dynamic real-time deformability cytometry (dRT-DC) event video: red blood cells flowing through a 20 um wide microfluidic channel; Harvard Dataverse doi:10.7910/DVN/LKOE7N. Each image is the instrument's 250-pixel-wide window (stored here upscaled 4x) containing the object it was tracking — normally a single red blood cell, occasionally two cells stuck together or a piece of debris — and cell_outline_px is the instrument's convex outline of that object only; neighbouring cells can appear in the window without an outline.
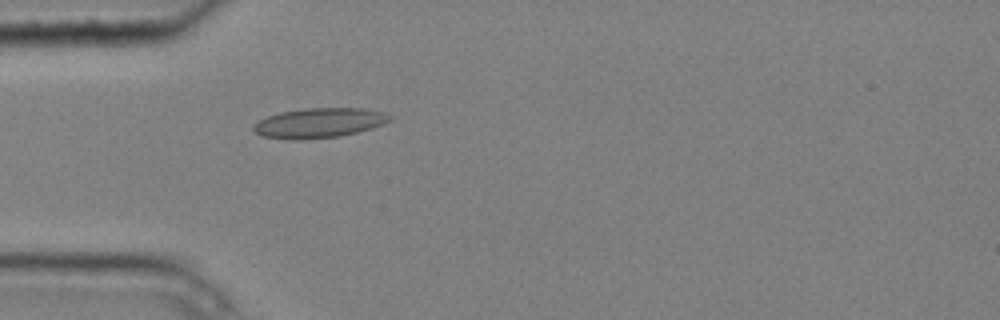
{"species": "common noctule bat (a hibernating species)", "species_latin": "Nyctalus noctula", "temperature_condition": "cold", "stored_images_in_passage": 5, "camera_frame_rate_fps": 3000, "um_per_image_px": 0.085, "animal": {"sex": "male", "body_mass_g": 20.4}, "frame": {"image": 1, "passage_image": 5, "time_ms": 1.333, "image_size_px": [1000, 320], "cell_outline_px": [[392, 120], [384, 124], [372, 128], [340, 136], [296, 140], [260, 136], [252, 132], [252, 124], [268, 116], [280, 112], [304, 108], [364, 108], [384, 112], [392, 116]], "centroid_in_image_um": [27.11, 10.44], "position_along_channel_um": 57.9, "area_um2": 23.87}}